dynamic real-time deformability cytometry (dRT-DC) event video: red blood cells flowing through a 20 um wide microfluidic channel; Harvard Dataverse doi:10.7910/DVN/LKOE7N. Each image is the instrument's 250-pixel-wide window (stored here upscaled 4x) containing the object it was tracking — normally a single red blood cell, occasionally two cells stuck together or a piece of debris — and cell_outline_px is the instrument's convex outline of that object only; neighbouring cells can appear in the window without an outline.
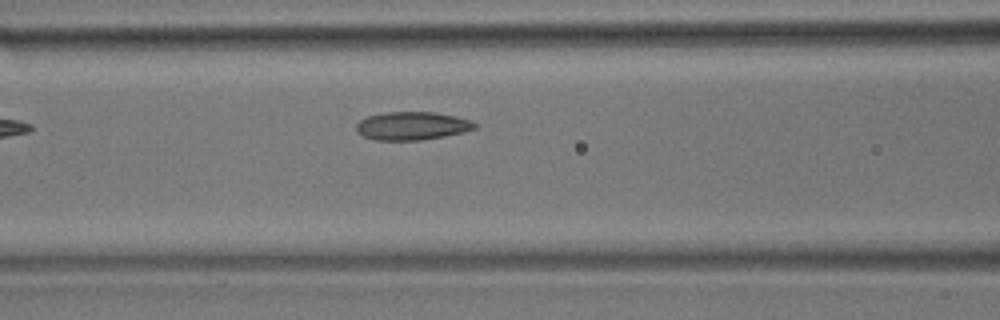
{"species": "common noctule bat (a hibernating species)", "species_latin": "Nyctalus noctula", "temperature_condition": "room temperature", "stored_images_in_passage": 4, "camera_frame_rate_fps": 3000, "um_per_image_px": 0.085, "animal": {"sex": "male", "body_mass_g": 17.9}, "frame": {"image": 1, "passage_image": 4, "time_ms": 1.0, "image_size_px": [1000, 320], "cell_outline_px": [[476, 128], [464, 132], [444, 136], [420, 140], [376, 140], [364, 136], [356, 132], [356, 124], [360, 120], [368, 116], [388, 112], [436, 112], [456, 116], [472, 120], [476, 124]], "centroid_in_image_um": [35.04, 10.69], "position_along_channel_um": 131.6, "area_um2": 19.48}}